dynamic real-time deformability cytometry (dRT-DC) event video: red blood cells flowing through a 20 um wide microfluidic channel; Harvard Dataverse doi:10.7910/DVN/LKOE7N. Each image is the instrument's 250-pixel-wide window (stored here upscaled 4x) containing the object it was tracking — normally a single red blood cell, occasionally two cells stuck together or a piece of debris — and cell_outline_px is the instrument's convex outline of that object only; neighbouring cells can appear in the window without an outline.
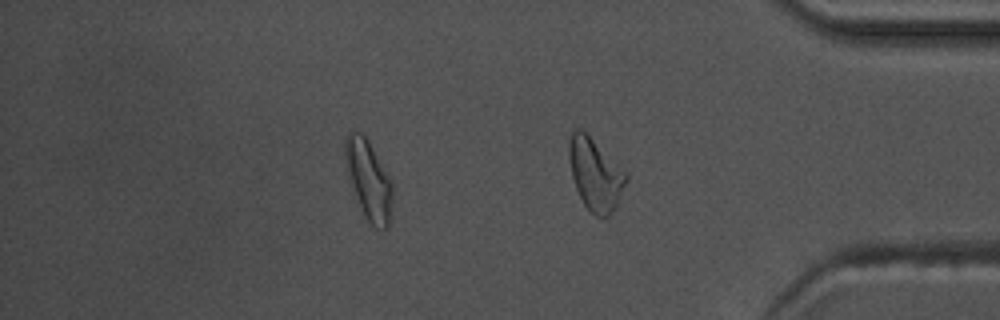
{"species": "common noctule bat (a hibernating species)", "species_latin": "Nyctalus noctula", "temperature_condition": "warm", "stored_images_in_passage": 36, "camera_frame_rate_fps": 3000, "um_per_image_px": 0.085, "animal": {"sex": "male", "body_mass_g": 17.5, "forearm_length_mm": 52.3}, "frame": {"image": 1, "passage_image": 36, "time_ms": 11.667, "image_size_px": [1000, 320], "cell_outline_px": [[628, 180], [612, 212], [604, 220], [596, 216], [584, 204], [576, 188], [572, 176], [568, 156], [568, 144], [572, 132], [576, 128], [580, 128], [628, 172]], "centroid_in_image_um": [50.61, 14.82], "position_along_channel_um": 384.6, "area_um2": 23.87}, "authors_computed_cell_mechanics": {"area_um2": 20.9236, "velocity_mm_per_s": 3.6883, "shape_relaxation_time_tau1_ms": 6.5074, "shape_relaxation_time_tau2_ms": 1.52, "deformation_change_tau1": 0.221, "deformation_change_tau2": 0.0949}}